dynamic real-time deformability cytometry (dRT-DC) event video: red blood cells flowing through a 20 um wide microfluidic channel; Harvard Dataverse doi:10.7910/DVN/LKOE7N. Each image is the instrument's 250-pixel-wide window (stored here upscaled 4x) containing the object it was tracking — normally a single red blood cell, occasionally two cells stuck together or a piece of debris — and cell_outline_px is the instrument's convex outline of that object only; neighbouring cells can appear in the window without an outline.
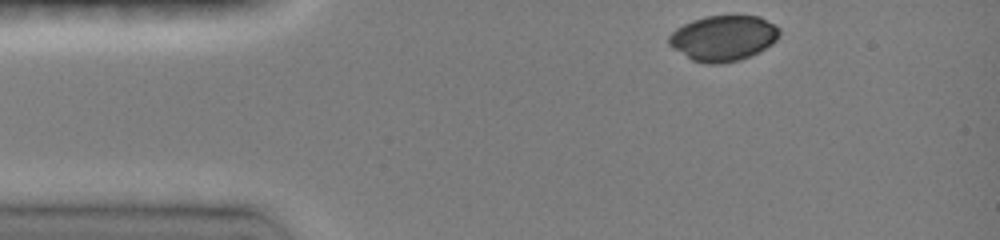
{"species": "common noctule bat (a hibernating species)", "species_latin": "Nyctalus noctula", "temperature_condition": "room temperature", "stored_images_in_passage": 7, "camera_frame_rate_fps": 3000, "um_per_image_px": 0.085, "animal": {"sex": "female", "body_mass_g": 19.0, "forearm_length_mm": 51.5}, "frame": {"image": 1, "passage_image": 1, "time_ms": 0.0, "image_size_px": [1000, 240], "cell_outline_px": [[780, 36], [772, 44], [740, 60], [724, 64], [704, 64], [692, 60], [672, 48], [668, 44], [668, 36], [676, 28], [692, 20], [704, 16], [732, 12], [760, 16], [776, 24], [780, 28]], "centroid_in_image_um": [61.49, 3.19], "position_along_channel_um": 23.5, "area_um2": 30.35}}